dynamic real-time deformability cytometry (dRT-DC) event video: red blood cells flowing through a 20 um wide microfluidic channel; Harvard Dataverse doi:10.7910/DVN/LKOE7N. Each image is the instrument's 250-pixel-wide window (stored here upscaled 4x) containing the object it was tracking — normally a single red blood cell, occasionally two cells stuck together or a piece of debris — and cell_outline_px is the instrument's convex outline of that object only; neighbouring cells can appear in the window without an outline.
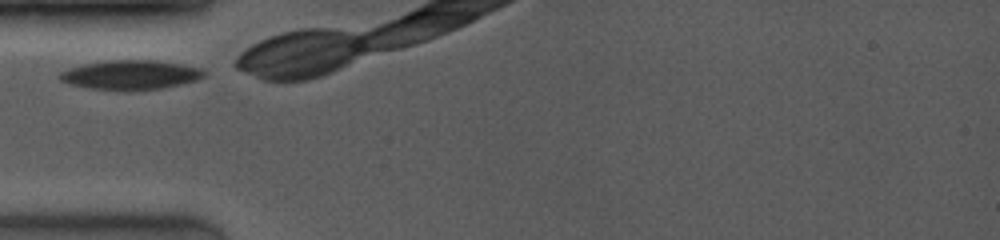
{"species": "common noctule bat (a hibernating species)", "species_latin": "Nyctalus noctula", "temperature_condition": "room temperature", "stored_images_in_passage": 24, "camera_frame_rate_fps": 4000, "um_per_image_px": 0.085, "animal": {"sex": "female", "body_mass_g": 19.0, "forearm_length_mm": 53.3}, "frame": {"image": 1, "passage_image": 1, "time_ms": 0.0, "image_size_px": [1000, 240], "cell_outline_px": [[204, 76], [180, 84], [160, 88], [124, 92], [92, 88], [72, 84], [60, 80], [60, 72], [84, 64], [112, 60], [156, 60], [200, 68], [204, 72]], "centroid_in_image_um": [11.08, 6.37], "position_along_channel_um": 73.9, "area_um2": 24.28}}